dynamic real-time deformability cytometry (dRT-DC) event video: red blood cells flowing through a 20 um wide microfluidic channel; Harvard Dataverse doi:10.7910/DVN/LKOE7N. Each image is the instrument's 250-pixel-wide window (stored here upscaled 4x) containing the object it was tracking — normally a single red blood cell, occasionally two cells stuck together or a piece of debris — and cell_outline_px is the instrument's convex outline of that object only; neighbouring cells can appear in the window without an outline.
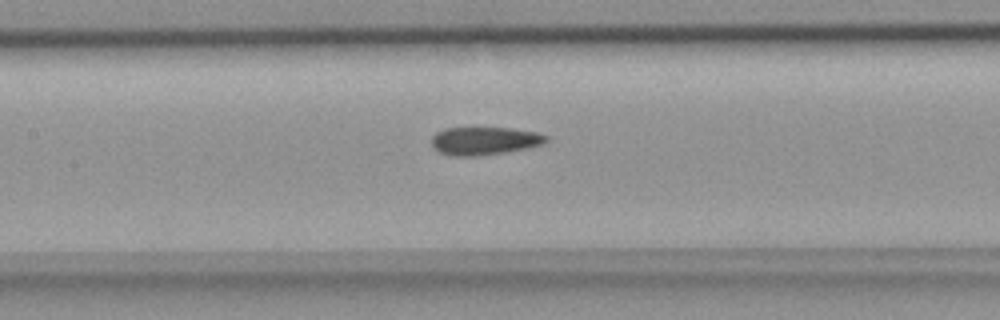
{"species": "common noctule bat (a hibernating species)", "species_latin": "Nyctalus noctula", "temperature_condition": "room temperature", "stored_images_in_passage": 36, "camera_frame_rate_fps": 3000, "um_per_image_px": 0.085, "animal": {"sex": "female", "body_mass_g": 18.4}, "frame": {"image": 1, "passage_image": 19, "time_ms": 6.0, "image_size_px": [1000, 320], "cell_outline_px": [[548, 140], [544, 144], [528, 148], [508, 152], [480, 156], [452, 156], [440, 152], [432, 144], [432, 136], [436, 132], [444, 128], [508, 128], [536, 132], [548, 136]], "centroid_in_image_um": [41.2, 11.98], "position_along_channel_um": 166.2, "area_um2": 18.79}}
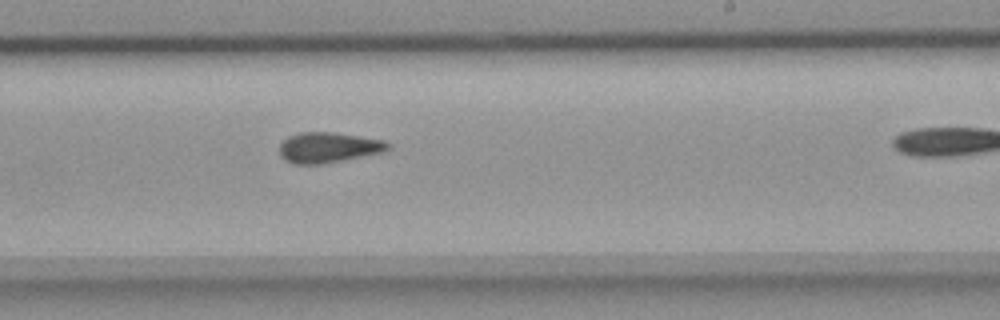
{"frame": {"image": 2, "passage_image": 26, "time_ms": 8.333, "image_size_px": [1000, 320], "cell_outline_px": [[392, 144], [388, 148], [380, 152], [320, 164], [292, 164], [284, 160], [280, 156], [280, 144], [288, 136], [300, 132], [332, 132], [384, 140]], "centroid_in_image_um": [27.85, 12.53], "position_along_channel_um": 261.2, "area_um2": 18.96}}
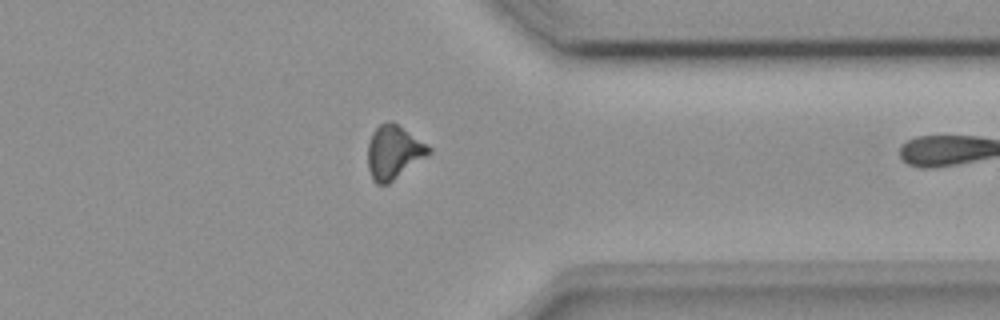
{"frame": {"image": 3, "passage_image": 35, "time_ms": 11.333, "image_size_px": [1000, 320], "cell_outline_px": [[432, 152], [388, 184], [376, 184], [372, 180], [368, 168], [368, 144], [372, 132], [380, 124], [388, 120], [392, 120], [428, 144], [432, 148]], "centroid_in_image_um": [33.46, 12.92], "position_along_channel_um": 377.9, "area_um2": 19.19}}